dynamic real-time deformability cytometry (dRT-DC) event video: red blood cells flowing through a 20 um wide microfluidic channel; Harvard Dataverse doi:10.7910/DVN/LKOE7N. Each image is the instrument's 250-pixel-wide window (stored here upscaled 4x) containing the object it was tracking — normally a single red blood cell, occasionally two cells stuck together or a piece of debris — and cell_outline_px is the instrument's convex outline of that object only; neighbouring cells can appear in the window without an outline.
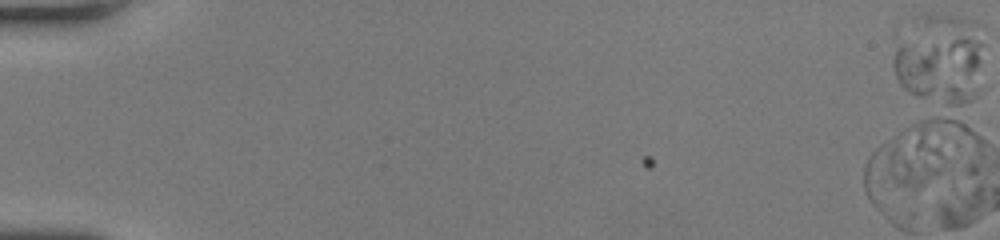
{"species": "human", "species_latin": "Homo sapiens", "temperature_condition": "room temperature", "stored_images_in_passage": 6, "camera_frame_rate_fps": 3000, "um_per_image_px": 0.085, "donor": {"sex": "female"}, "frame": {"image": 1, "passage_image": 1, "time_ms": 0.0, "image_size_px": [1000, 240], "cell_outline_px": [[984, 44], [976, 64], [968, 72], [932, 92], [924, 96], [916, 96], [904, 88], [900, 84], [896, 76], [892, 64], [892, 60], [912, 16], [924, 12], [928, 12], [976, 20]], "centroid_in_image_um": [79.57, 4.4], "position_along_channel_um": 5.4, "area_um2": 39.71}}